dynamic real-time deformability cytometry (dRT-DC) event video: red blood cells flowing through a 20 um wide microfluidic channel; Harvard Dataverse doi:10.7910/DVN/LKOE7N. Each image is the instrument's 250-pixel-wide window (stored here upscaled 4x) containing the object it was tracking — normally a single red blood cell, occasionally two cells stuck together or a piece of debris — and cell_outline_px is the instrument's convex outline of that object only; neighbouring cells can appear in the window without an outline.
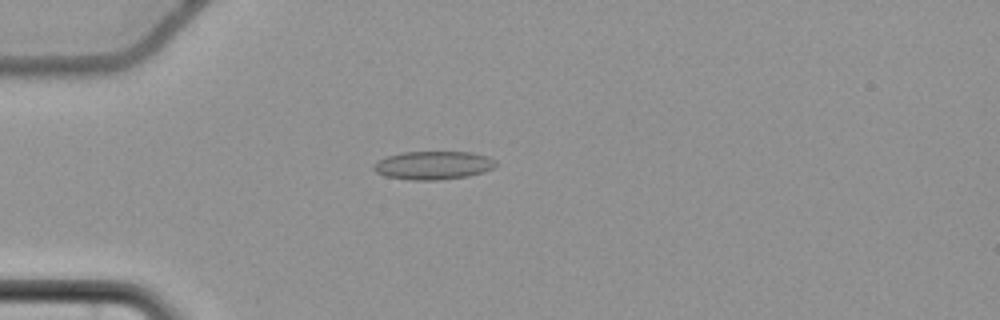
{"species": "common noctule bat (a hibernating species)", "species_latin": "Nyctalus noctula", "temperature_condition": "cold", "stored_images_in_passage": 52, "camera_frame_rate_fps": 3000, "um_per_image_px": 0.085, "animal": {"sex": "female", "body_mass_g": 22.7, "forearm_length_mm": 54.2}, "frame": {"image": 1, "passage_image": 12, "time_ms": 3.667, "image_size_px": [1000, 320], "cell_outline_px": [[496, 164], [492, 168], [484, 172], [468, 176], [436, 180], [408, 180], [384, 176], [376, 172], [372, 168], [372, 164], [388, 156], [400, 152], [472, 152], [488, 156], [496, 160]], "centroid_in_image_um": [36.81, 14.05], "position_along_channel_um": 48.2, "area_um2": 20.29}}
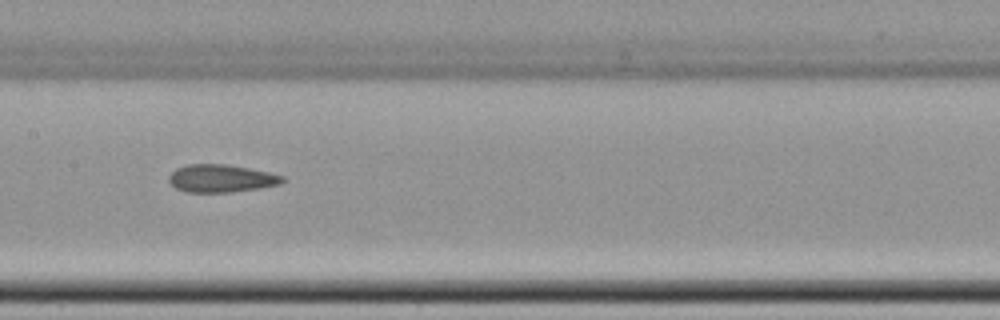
{"frame": {"image": 2, "passage_image": 25, "time_ms": 8.0, "image_size_px": [1000, 320], "cell_outline_px": [[284, 180], [280, 184], [260, 188], [232, 192], [188, 192], [176, 188], [168, 180], [168, 176], [176, 168], [188, 164], [224, 164], [248, 168], [268, 172], [284, 176]], "centroid_in_image_um": [18.79, 15.16], "position_along_channel_um": 188.6, "area_um2": 18.26}}
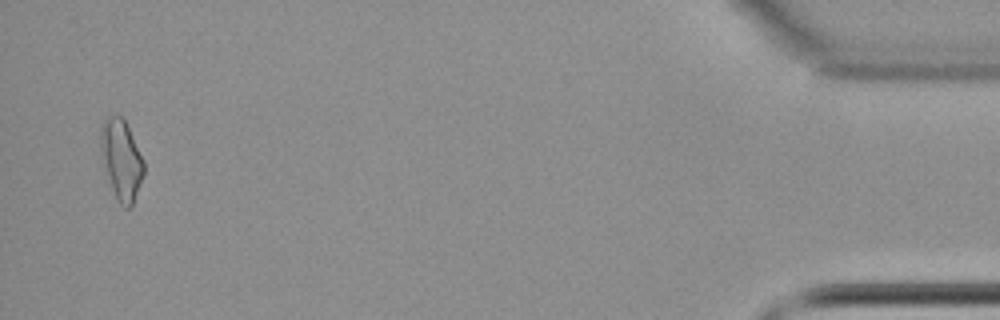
{"frame": {"image": 3, "passage_image": 51, "time_ms": 16.667, "image_size_px": [1000, 320], "cell_outline_px": [[144, 176], [132, 204], [128, 208], [124, 208], [120, 204], [112, 188], [104, 168], [100, 148], [100, 124], [104, 116], [124, 116], [144, 160]], "centroid_in_image_um": [10.31, 13.5], "position_along_channel_um": 424.9, "area_um2": 20.4}, "authors_computed_cell_mechanics": {"area_um2": 18.5538, "velocity_mm_per_s": 3.6899, "shape_relaxation_time_tau1_ms": null, "shape_relaxation_time_tau2_ms": 3.219, "deformation_change_tau1": null, "deformation_change_tau2": 0.1139}}